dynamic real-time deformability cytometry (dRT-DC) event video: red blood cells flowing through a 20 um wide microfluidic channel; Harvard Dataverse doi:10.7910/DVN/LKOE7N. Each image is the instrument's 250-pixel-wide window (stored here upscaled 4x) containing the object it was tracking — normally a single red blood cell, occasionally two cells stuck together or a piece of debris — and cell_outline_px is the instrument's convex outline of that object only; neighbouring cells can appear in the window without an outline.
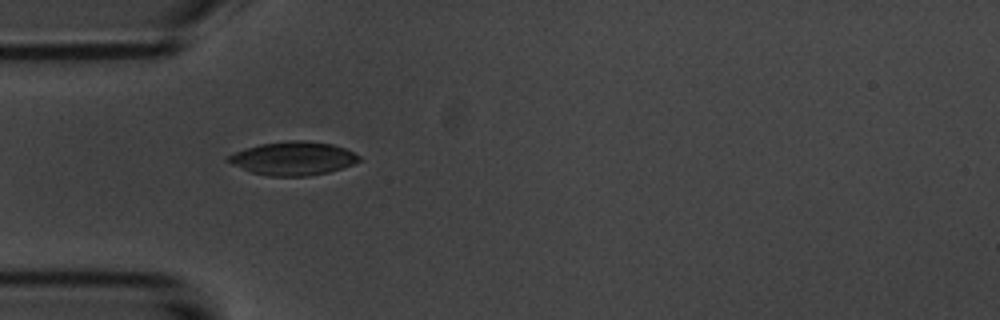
{"species": "common noctule bat (a hibernating species)", "species_latin": "Nyctalus noctula", "temperature_condition": "room temperature", "stored_images_in_passage": 5, "camera_frame_rate_fps": 3000, "um_per_image_px": 0.085, "animal": {"sex": "male", "body_mass_g": 20.1, "forearm_length_mm": 53.5}, "frame": {"image": 1, "passage_image": 4, "time_ms": 3.667, "image_size_px": [1000, 320], "cell_outline_px": [[360, 160], [352, 164], [328, 172], [308, 176], [268, 176], [252, 172], [232, 164], [224, 160], [224, 156], [244, 148], [260, 144], [288, 140], [304, 140], [332, 144], [344, 148], [360, 156]], "centroid_in_image_um": [24.85, 13.45], "position_along_channel_um": 60.2, "area_um2": 25.55}}
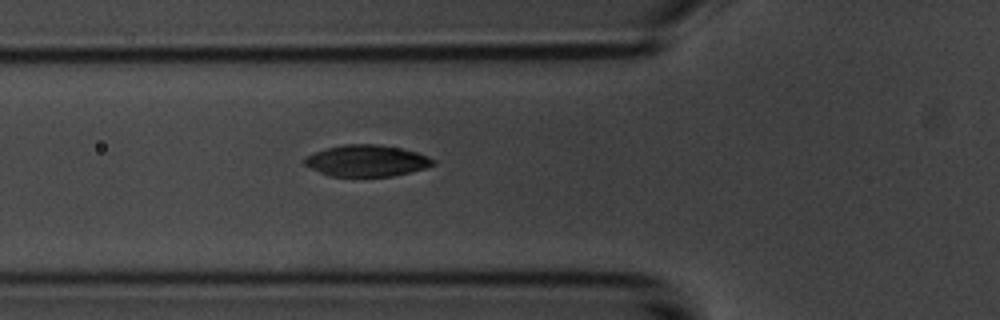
{"frame": {"image": 2, "passage_image": 5, "time_ms": 4.667, "image_size_px": [1000, 320], "cell_outline_px": [[436, 164], [424, 168], [392, 176], [328, 176], [304, 164], [304, 156], [328, 148], [344, 144], [376, 144], [400, 148], [416, 152], [428, 156], [436, 160]], "centroid_in_image_um": [31.17, 13.66], "position_along_channel_um": 94.6, "area_um2": 23.35}}